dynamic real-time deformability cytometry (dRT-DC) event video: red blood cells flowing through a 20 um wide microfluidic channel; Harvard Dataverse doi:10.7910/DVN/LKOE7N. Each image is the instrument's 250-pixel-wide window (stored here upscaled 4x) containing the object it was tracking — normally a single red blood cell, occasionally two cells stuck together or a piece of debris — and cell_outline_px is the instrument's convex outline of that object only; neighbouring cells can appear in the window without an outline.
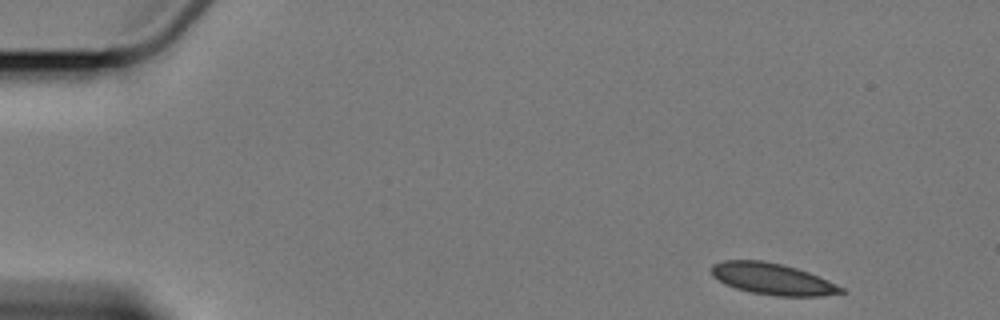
{"species": "Egyptian fruit bat (a non-hibernating species)", "species_latin": "Rousettus aegyptiacus", "temperature_condition": "cold", "stored_images_in_passage": 7, "camera_frame_rate_fps": 3000, "um_per_image_px": 0.085, "animal": {"sex": "female"}, "frame": {"image": 1, "passage_image": 1, "time_ms": 0.0, "image_size_px": [1000, 320], "cell_outline_px": [[848, 292], [824, 296], [776, 296], [748, 292], [724, 284], [712, 276], [712, 264], [724, 260], [764, 260], [796, 268], [808, 272], [836, 284], [844, 288]], "centroid_in_image_um": [65.66, 23.72], "position_along_channel_um": 19.3, "area_um2": 23.87}}
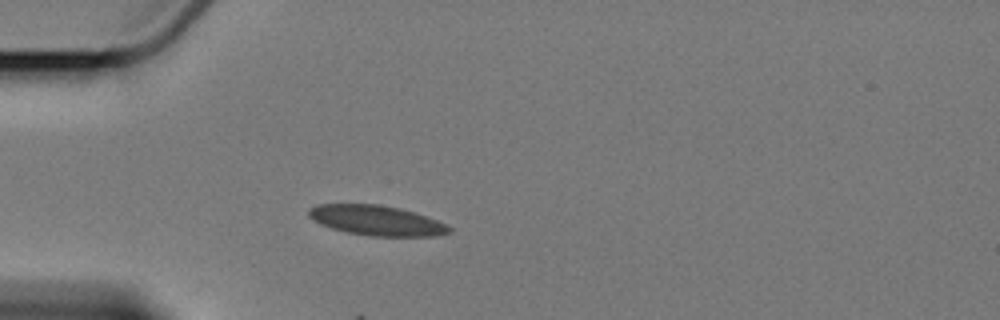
{"frame": {"image": 2, "passage_image": 4, "time_ms": 3.667, "image_size_px": [1000, 320], "cell_outline_px": [[452, 232], [436, 236], [368, 236], [344, 232], [320, 224], [312, 220], [308, 216], [308, 208], [316, 204], [376, 204], [400, 208], [436, 220], [452, 228]], "centroid_in_image_um": [31.95, 18.74], "position_along_channel_um": 53.1, "area_um2": 24.62}}